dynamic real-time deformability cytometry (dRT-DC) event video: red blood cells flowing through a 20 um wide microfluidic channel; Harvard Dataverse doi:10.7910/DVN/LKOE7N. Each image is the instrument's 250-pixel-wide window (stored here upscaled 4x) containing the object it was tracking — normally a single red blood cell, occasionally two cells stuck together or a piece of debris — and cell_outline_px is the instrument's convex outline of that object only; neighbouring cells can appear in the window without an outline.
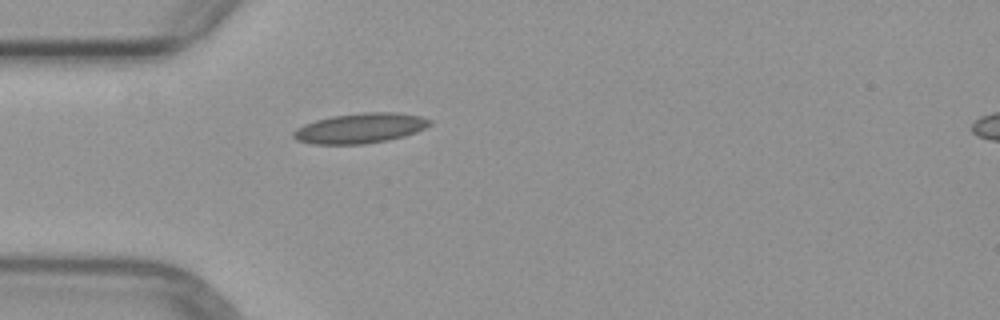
{"species": "common noctule bat (a hibernating species)", "species_latin": "Nyctalus noctula", "temperature_condition": "warm", "stored_images_in_passage": 1, "camera_frame_rate_fps": 3000, "um_per_image_px": 0.085, "animal": {"sex": "female", "body_mass_g": 29.2, "forearm_length_mm": 56.3}, "frame": {"image": 1, "passage_image": 1, "time_ms": 0.0, "image_size_px": [1000, 320], "cell_outline_px": [[432, 124], [416, 132], [404, 136], [388, 140], [364, 144], [312, 144], [296, 140], [292, 136], [292, 132], [296, 128], [304, 124], [316, 120], [332, 116], [360, 112], [396, 112], [420, 116], [432, 120]], "centroid_in_image_um": [30.6, 10.89], "position_along_channel_um": 54.4, "area_um2": 24.04}}